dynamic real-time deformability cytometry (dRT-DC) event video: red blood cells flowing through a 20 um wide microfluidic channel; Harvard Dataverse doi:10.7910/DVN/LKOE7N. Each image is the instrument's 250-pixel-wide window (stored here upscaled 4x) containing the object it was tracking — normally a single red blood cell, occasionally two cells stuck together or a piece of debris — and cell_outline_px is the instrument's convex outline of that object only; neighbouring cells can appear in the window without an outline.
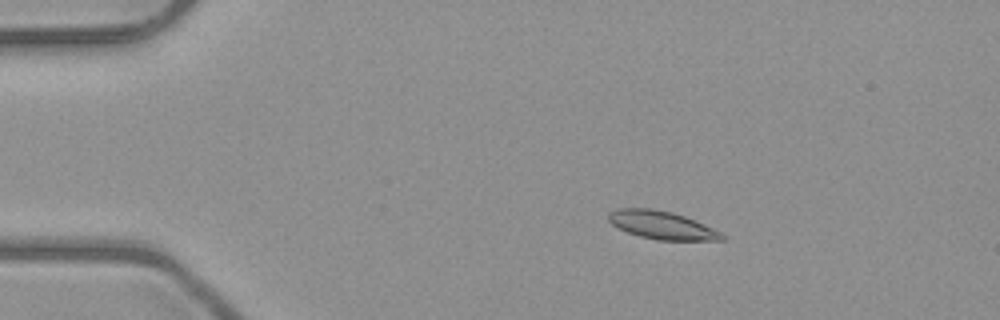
{"species": "common noctule bat (a hibernating species)", "species_latin": "Nyctalus noctula", "temperature_condition": "room temperature", "stored_images_in_passage": 44, "camera_frame_rate_fps": 3000, "um_per_image_px": 0.085, "animal": {"sex": "male", "body_mass_g": 23.1, "forearm_length_mm": 52.7}, "frame": {"image": 1, "passage_image": 1, "time_ms": 0.0, "image_size_px": [1000, 320], "cell_outline_px": [[728, 236], [724, 240], [656, 240], [640, 236], [628, 232], [612, 224], [608, 220], [608, 212], [616, 208], [652, 208], [672, 212], [684, 216], [704, 224]], "centroid_in_image_um": [56.26, 19.13], "position_along_channel_um": 28.7, "area_um2": 18.55}}
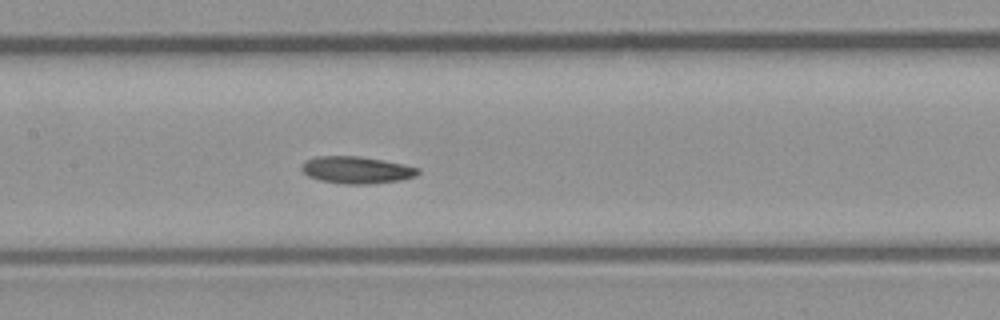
{"frame": {"image": 2, "passage_image": 17, "time_ms": 5.333, "image_size_px": [1000, 320], "cell_outline_px": [[420, 172], [416, 176], [400, 180], [368, 184], [344, 184], [320, 180], [308, 176], [300, 168], [300, 164], [304, 160], [316, 156], [360, 156], [404, 164], [420, 168]], "centroid_in_image_um": [30.28, 14.44], "position_along_channel_um": 177.1, "area_um2": 18.5}}
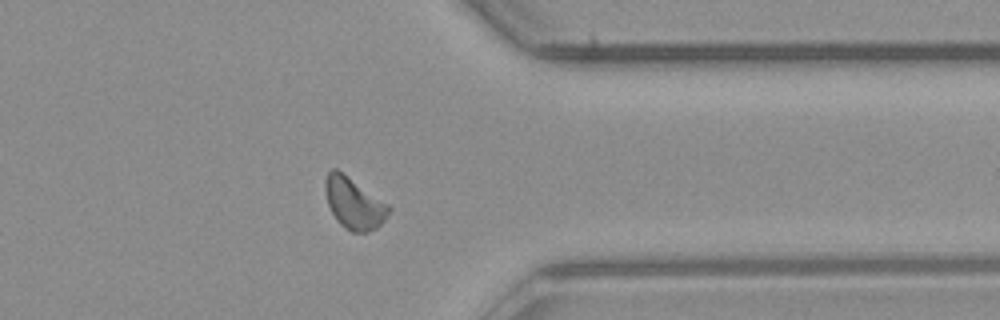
{"frame": {"image": 3, "passage_image": 33, "time_ms": 10.667, "image_size_px": [1000, 320], "cell_outline_px": [[392, 208], [388, 216], [376, 228], [368, 232], [352, 232], [340, 224], [336, 220], [328, 204], [324, 188], [324, 180], [328, 172], [332, 168], [336, 168], [388, 204]], "centroid_in_image_um": [30.07, 17.28], "position_along_channel_um": 381.3, "area_um2": 18.9}}